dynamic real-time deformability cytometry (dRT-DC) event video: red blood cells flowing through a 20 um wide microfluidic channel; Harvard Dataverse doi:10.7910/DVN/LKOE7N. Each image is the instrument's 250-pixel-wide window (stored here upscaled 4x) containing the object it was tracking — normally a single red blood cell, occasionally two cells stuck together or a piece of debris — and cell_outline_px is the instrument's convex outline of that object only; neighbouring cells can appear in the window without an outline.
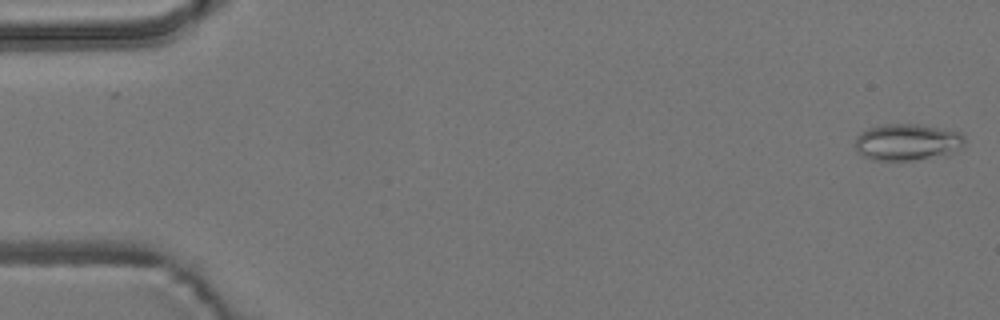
{"species": "common noctule bat (a hibernating species)", "species_latin": "Nyctalus noctula", "temperature_condition": "room temperature", "stored_images_in_passage": 4, "camera_frame_rate_fps": 3000, "um_per_image_px": 0.085, "animal": {"sex": "male", "body_mass_g": 19.2, "forearm_length_mm": 51.8}, "frame": {"image": 1, "passage_image": 1, "time_ms": 0.0, "image_size_px": [1000, 320], "cell_outline_px": [[964, 144], [960, 148], [948, 156], [912, 160], [872, 160], [864, 156], [856, 148], [856, 136], [860, 132], [868, 128], [880, 124], [920, 124], [960, 132], [964, 136]], "centroid_in_image_um": [77.14, 12.08], "position_along_channel_um": 7.9, "area_um2": 23.64}}